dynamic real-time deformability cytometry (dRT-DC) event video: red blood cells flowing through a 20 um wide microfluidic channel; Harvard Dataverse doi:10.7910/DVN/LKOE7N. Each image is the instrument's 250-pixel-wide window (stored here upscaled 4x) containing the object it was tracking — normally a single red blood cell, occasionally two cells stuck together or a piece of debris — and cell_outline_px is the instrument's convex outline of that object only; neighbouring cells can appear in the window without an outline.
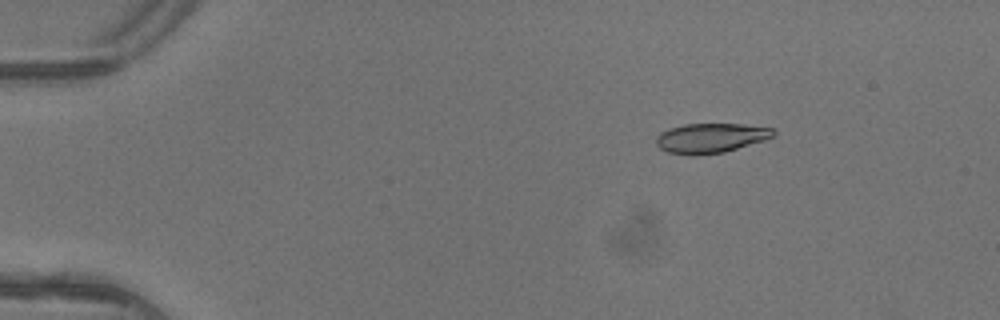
{"species": "common noctule bat (a hibernating species)", "species_latin": "Nyctalus noctula", "temperature_condition": "warm", "stored_images_in_passage": 4, "camera_frame_rate_fps": 3000, "um_per_image_px": 0.085, "animal": {"sex": "female"}, "frame": {"image": 1, "passage_image": 1, "time_ms": 0.0, "image_size_px": [1000, 320], "cell_outline_px": [[776, 132], [772, 136], [764, 140], [724, 152], [696, 156], [692, 156], [668, 152], [660, 148], [656, 144], [656, 136], [660, 132], [668, 128], [684, 124], [744, 124], [772, 128]], "centroid_in_image_um": [60.37, 11.73], "position_along_channel_um": 24.6, "area_um2": 20.35}}
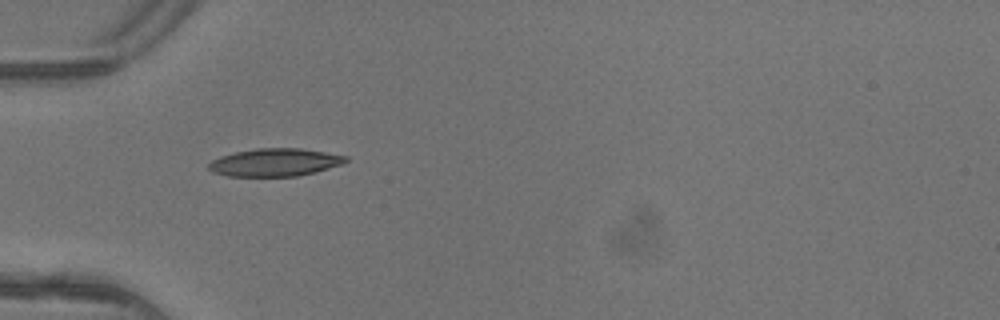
{"frame": {"image": 2, "passage_image": 3, "time_ms": 0.667, "image_size_px": [1000, 320], "cell_outline_px": [[348, 160], [344, 164], [296, 176], [228, 176], [212, 172], [208, 168], [208, 164], [212, 160], [220, 156], [236, 152], [256, 148], [300, 148], [348, 156]], "centroid_in_image_um": [23.35, 13.79], "position_along_channel_um": 61.6, "area_um2": 22.08}}
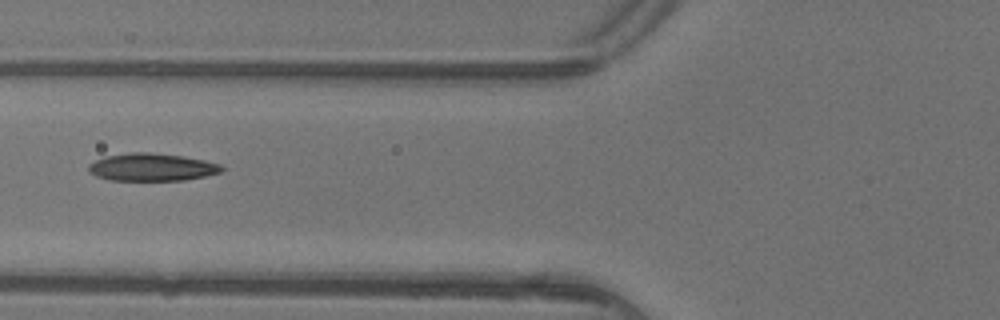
{"frame": {"image": 3, "passage_image": 4, "time_ms": 1.0, "image_size_px": [1000, 320], "cell_outline_px": [[224, 168], [220, 172], [204, 176], [184, 180], [112, 180], [96, 176], [88, 172], [88, 164], [104, 156], [128, 152], [148, 152], [184, 156], [204, 160], [220, 164]], "centroid_in_image_um": [12.87, 14.2], "position_along_channel_um": 112.9, "area_um2": 21.44}}